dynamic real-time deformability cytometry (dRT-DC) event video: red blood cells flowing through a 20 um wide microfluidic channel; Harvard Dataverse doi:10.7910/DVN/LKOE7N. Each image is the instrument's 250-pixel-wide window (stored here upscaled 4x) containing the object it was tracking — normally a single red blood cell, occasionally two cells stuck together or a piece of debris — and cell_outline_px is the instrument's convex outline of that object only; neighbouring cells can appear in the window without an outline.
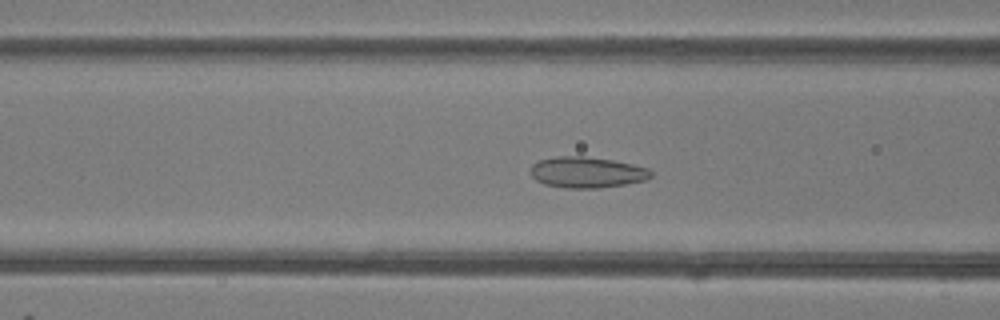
{"species": "common noctule bat (a hibernating species)", "species_latin": "Nyctalus noctula", "temperature_condition": "room temperature", "stored_images_in_passage": 50, "camera_frame_rate_fps": 3000, "um_per_image_px": 0.085, "animal": {"sex": "female"}, "frame": {"image": 1, "passage_image": 20, "time_ms": 6.333, "image_size_px": [1000, 320], "cell_outline_px": [[652, 176], [644, 180], [624, 184], [600, 188], [564, 188], [544, 184], [536, 180], [528, 172], [532, 164], [540, 160], [556, 156], [584, 156], [612, 160], [632, 164], [648, 168], [652, 172]], "centroid_in_image_um": [49.84, 14.65], "position_along_channel_um": 116.8, "area_um2": 21.79}}
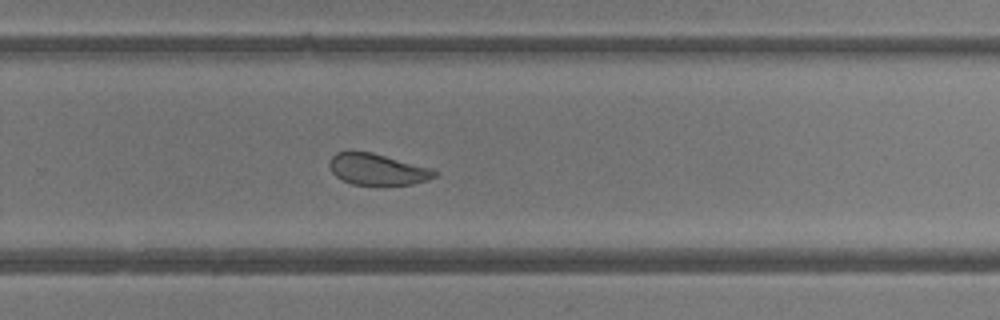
{"frame": {"image": 2, "passage_image": 33, "time_ms": 10.667, "image_size_px": [1000, 320], "cell_outline_px": [[436, 176], [428, 180], [412, 184], [352, 184], [336, 176], [332, 172], [328, 164], [332, 156], [336, 152], [348, 148], [372, 152], [432, 168], [436, 172]], "centroid_in_image_um": [32.02, 14.34], "position_along_channel_um": 297.8, "area_um2": 19.42}}
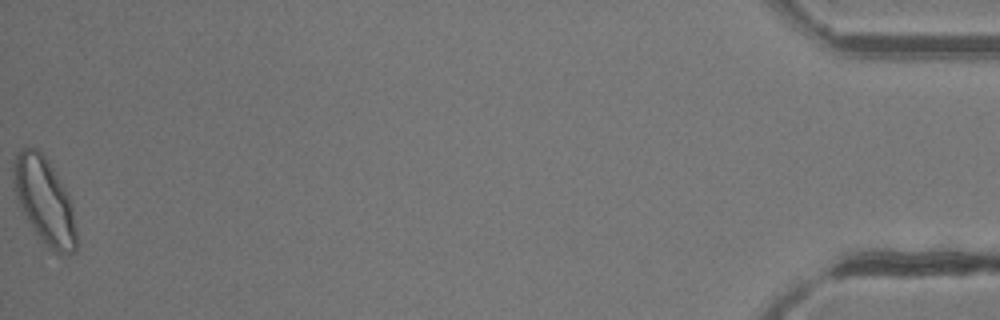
{"frame": {"image": 3, "passage_image": 50, "time_ms": 16.333, "image_size_px": [1000, 320], "cell_outline_px": [[76, 252], [60, 256], [52, 252], [48, 248], [36, 232], [24, 212], [16, 196], [12, 180], [12, 164], [16, 152], [20, 148], [36, 148], [44, 156], [52, 168], [64, 188], [68, 196], [72, 208], [76, 228]], "centroid_in_image_um": [3.77, 17.08], "position_along_channel_um": 431.4, "area_um2": 31.27}, "authors_computed_cell_mechanics": {"area_um2": 23.0911, "velocity_mm_per_s": 4.186, "shape_relaxation_time_tau1_ms": 4.0902, "shape_relaxation_time_tau2_ms": 1.4458, "deformation_change_tau1": 0.108, "deformation_change_tau2": 0.0762}}